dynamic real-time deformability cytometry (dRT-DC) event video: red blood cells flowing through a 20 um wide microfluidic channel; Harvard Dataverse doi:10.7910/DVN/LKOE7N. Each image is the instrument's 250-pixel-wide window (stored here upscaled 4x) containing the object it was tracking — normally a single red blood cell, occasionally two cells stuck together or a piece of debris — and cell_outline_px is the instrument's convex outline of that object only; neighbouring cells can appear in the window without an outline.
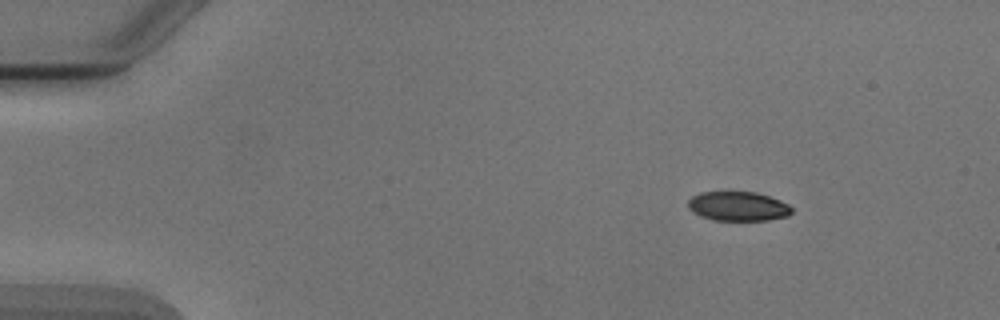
{"species": "Egyptian fruit bat (a non-hibernating species)", "species_latin": "Rousettus aegyptiacus", "temperature_condition": "cold", "stored_images_in_passage": 5, "camera_frame_rate_fps": 3000, "um_per_image_px": 0.085, "animal": {"sex": "male"}, "frame": {"image": 1, "passage_image": 2, "time_ms": 1.333, "image_size_px": [1000, 320], "cell_outline_px": [[792, 212], [788, 216], [768, 220], [712, 220], [700, 216], [692, 212], [688, 208], [688, 200], [692, 196], [700, 192], [756, 192], [780, 200], [788, 204], [792, 208]], "centroid_in_image_um": [62.72, 17.53], "position_along_channel_um": 22.3, "area_um2": 17.8}}
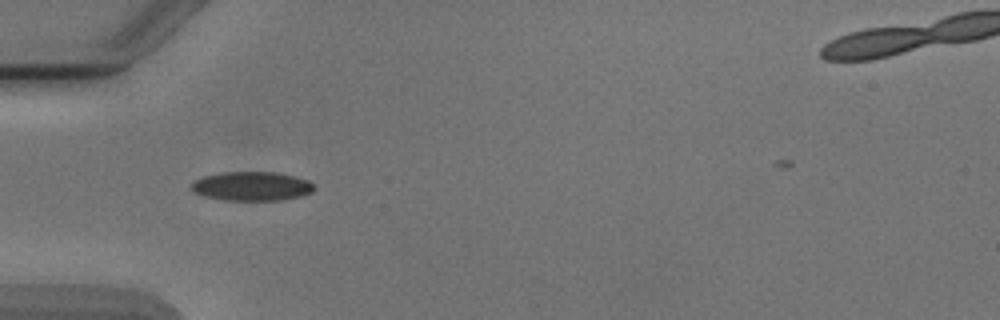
{"frame": {"image": 2, "passage_image": 4, "time_ms": 4.667, "image_size_px": [1000, 320], "cell_outline_px": [[316, 188], [312, 192], [300, 196], [280, 200], [224, 200], [204, 196], [192, 192], [188, 188], [196, 180], [204, 176], [224, 172], [276, 172], [308, 180]], "centroid_in_image_um": [21.37, 15.83], "position_along_channel_um": 63.6, "area_um2": 20.75}}
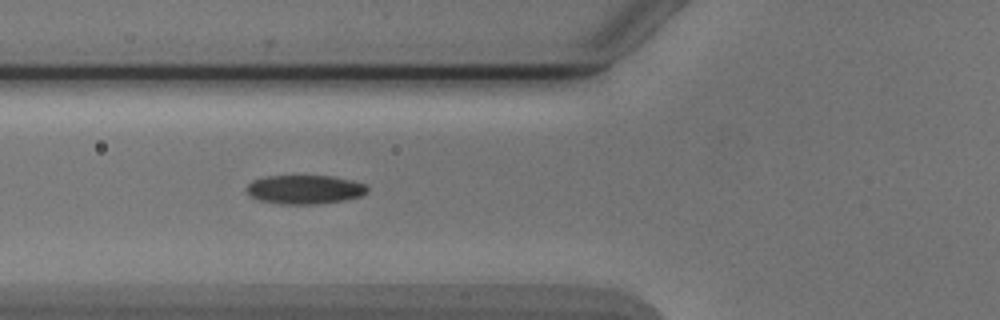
{"frame": {"image": 3, "passage_image": 5, "time_ms": 5.667, "image_size_px": [1000, 320], "cell_outline_px": [[368, 192], [364, 196], [344, 200], [316, 204], [280, 204], [256, 200], [248, 196], [244, 188], [252, 180], [268, 176], [332, 176], [352, 180], [364, 184], [368, 188]], "centroid_in_image_um": [25.87, 16.11], "position_along_channel_um": 99.9, "area_um2": 20.69}}